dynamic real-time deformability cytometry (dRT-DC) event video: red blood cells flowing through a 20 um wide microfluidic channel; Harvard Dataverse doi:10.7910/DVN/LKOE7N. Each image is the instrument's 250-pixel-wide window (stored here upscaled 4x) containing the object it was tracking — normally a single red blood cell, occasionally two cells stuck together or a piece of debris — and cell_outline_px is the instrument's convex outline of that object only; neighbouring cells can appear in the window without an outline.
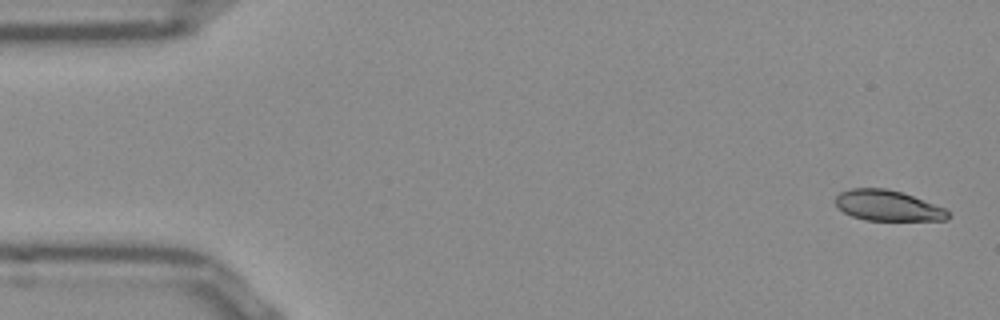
{"species": "Egyptian fruit bat (a non-hibernating species)", "species_latin": "Rousettus aegyptiacus", "temperature_condition": "room temperature", "stored_images_in_passage": 51, "camera_frame_rate_fps": 3000, "um_per_image_px": 0.085, "frame": {"image": 1, "passage_image": 1, "time_ms": 0.0, "image_size_px": [1000, 320], "cell_outline_px": [[948, 220], [864, 220], [852, 216], [844, 212], [836, 204], [836, 196], [840, 192], [852, 188], [884, 188], [900, 192], [912, 196], [944, 208], [948, 212]], "centroid_in_image_um": [75.43, 17.48], "position_along_channel_um": 9.6, "area_um2": 19.71}}
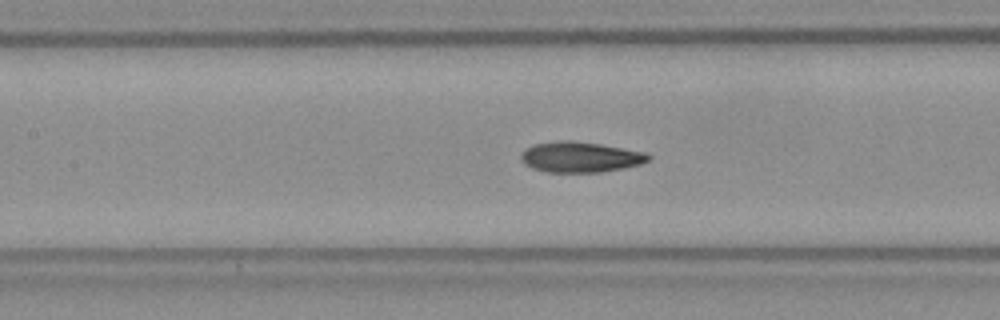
{"frame": {"image": 2, "passage_image": 22, "time_ms": 7.0, "image_size_px": [1000, 320], "cell_outline_px": [[652, 156], [648, 160], [640, 164], [624, 168], [600, 172], [548, 172], [532, 168], [524, 164], [520, 160], [520, 152], [524, 148], [536, 144], [560, 140], [572, 140], [600, 144], [648, 152]], "centroid_in_image_um": [49.31, 13.34], "position_along_channel_um": 158.1, "area_um2": 22.89}}
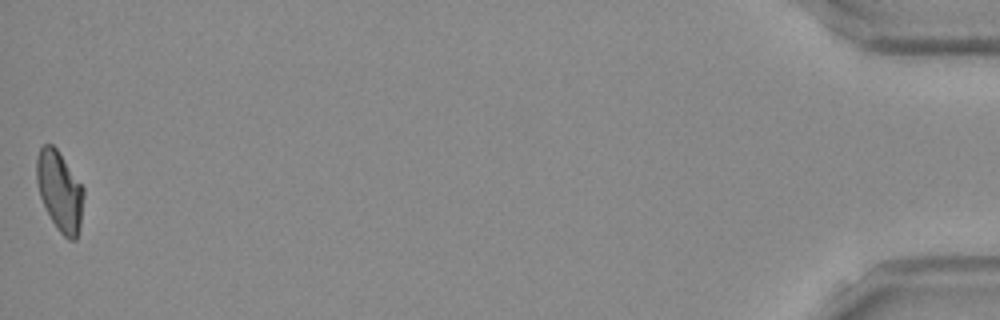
{"frame": {"image": 3, "passage_image": 51, "time_ms": 16.667, "image_size_px": [1000, 320], "cell_outline_px": [[84, 196], [80, 224], [76, 240], [68, 240], [56, 228], [40, 196], [36, 180], [36, 156], [40, 148], [44, 144], [52, 144], [56, 148], [84, 188]], "centroid_in_image_um": [5.07, 16.24], "position_along_channel_um": 430.1, "area_um2": 21.73}, "authors_computed_cell_mechanics": {"area_um2": 22.1952, "velocity_mm_per_s": 3.8733, "shape_relaxation_time_tau1_ms": 11.1826, "shape_relaxation_time_tau2_ms": 3.4984, "deformation_change_tau1": 0.227, "deformation_change_tau2": 0.0894}}